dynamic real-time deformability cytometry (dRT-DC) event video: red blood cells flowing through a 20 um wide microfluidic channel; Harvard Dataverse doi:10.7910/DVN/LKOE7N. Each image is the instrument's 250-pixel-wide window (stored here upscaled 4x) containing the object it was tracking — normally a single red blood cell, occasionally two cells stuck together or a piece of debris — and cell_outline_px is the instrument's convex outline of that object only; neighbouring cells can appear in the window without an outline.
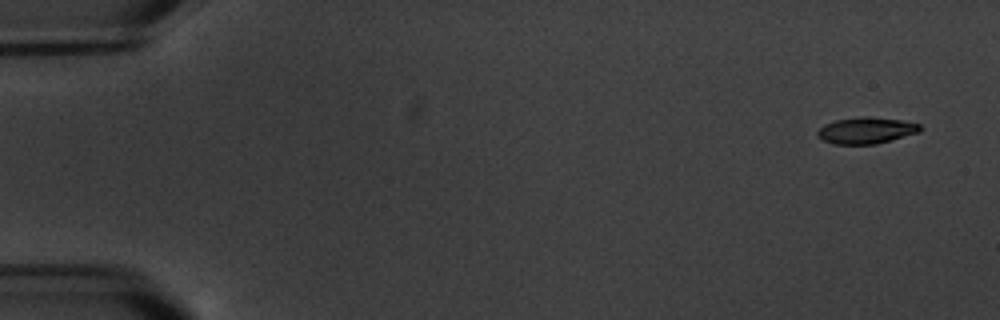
{"species": "common noctule bat (a hibernating species)", "species_latin": "Nyctalus noctula", "temperature_condition": "warm", "stored_images_in_passage": 5, "camera_frame_rate_fps": 3000, "um_per_image_px": 0.085, "animal": {"sex": "male", "body_mass_g": 20.1, "forearm_length_mm": 53.5}, "frame": {"image": 1, "passage_image": 1, "time_ms": 0.0, "image_size_px": [1000, 320], "cell_outline_px": [[920, 132], [876, 144], [836, 144], [824, 140], [816, 136], [816, 132], [824, 124], [836, 120], [864, 116], [868, 116], [900, 120], [920, 124]], "centroid_in_image_um": [73.61, 11.08], "position_along_channel_um": 11.4, "area_um2": 15.66}}
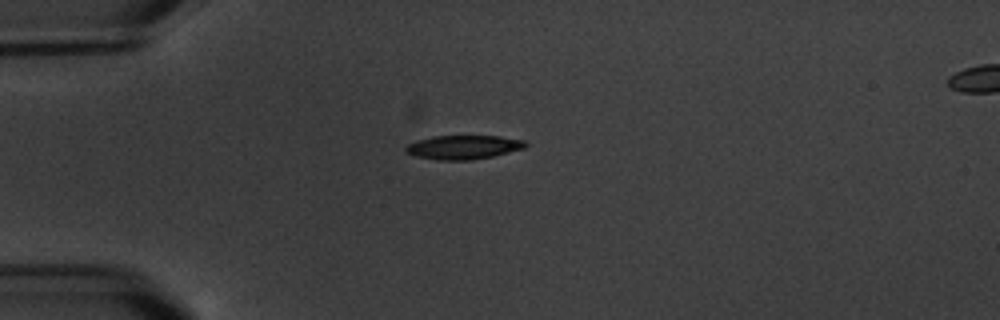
{"frame": {"image": 2, "passage_image": 4, "time_ms": 4.333, "image_size_px": [1000, 320], "cell_outline_px": [[528, 144], [524, 148], [492, 156], [472, 160], [436, 160], [416, 156], [404, 152], [404, 148], [408, 144], [416, 140], [432, 136], [500, 136], [524, 140]], "centroid_in_image_um": [39.35, 12.51], "position_along_channel_um": 45.7, "area_um2": 16.76}}